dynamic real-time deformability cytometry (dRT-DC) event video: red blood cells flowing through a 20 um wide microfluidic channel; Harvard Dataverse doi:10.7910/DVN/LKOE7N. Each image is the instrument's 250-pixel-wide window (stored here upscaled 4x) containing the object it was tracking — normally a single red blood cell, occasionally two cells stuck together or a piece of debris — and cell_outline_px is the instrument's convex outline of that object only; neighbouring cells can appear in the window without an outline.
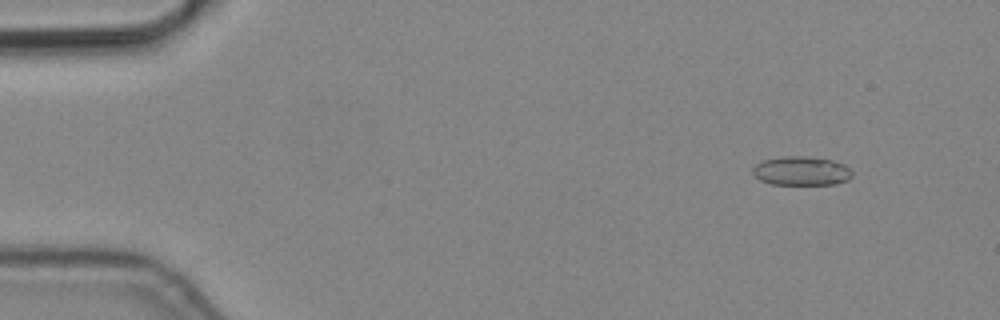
{"species": "common noctule bat (a hibernating species)", "species_latin": "Nyctalus noctula", "temperature_condition": "cold", "stored_images_in_passage": 10, "camera_frame_rate_fps": 3000, "um_per_image_px": 0.085, "animal": {"sex": "male", "body_mass_g": 19.2, "forearm_length_mm": 51.8}, "frame": {"image": 1, "passage_image": 2, "time_ms": 0.333, "image_size_px": [1000, 320], "cell_outline_px": [[852, 176], [848, 180], [836, 184], [772, 184], [760, 180], [752, 172], [752, 168], [756, 164], [764, 160], [784, 156], [808, 156], [832, 160], [844, 164], [852, 172]], "centroid_in_image_um": [68.13, 14.52], "position_along_channel_um": 16.9, "area_um2": 16.76}}
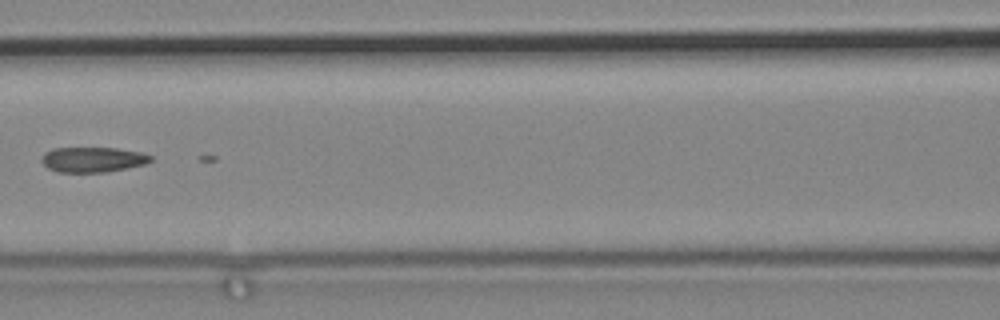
{"frame": {"image": 2, "passage_image": 7, "time_ms": 2.0, "image_size_px": [1000, 320], "cell_outline_px": [[152, 160], [144, 164], [104, 172], [56, 172], [48, 168], [40, 160], [44, 152], [52, 148], [116, 148], [140, 152], [152, 156]], "centroid_in_image_um": [7.83, 13.56], "position_along_channel_um": 158.8, "area_um2": 15.9}}
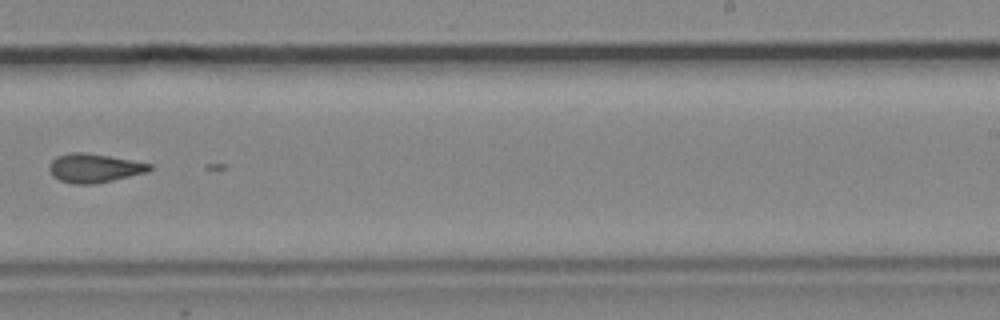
{"frame": {"image": 3, "passage_image": 10, "time_ms": 3.0, "image_size_px": [1000, 320], "cell_outline_px": [[152, 168], [148, 172], [112, 180], [92, 184], [72, 184], [60, 180], [52, 176], [48, 168], [48, 164], [56, 156], [68, 152], [84, 152], [132, 160], [152, 164]], "centroid_in_image_um": [7.97, 14.28], "position_along_channel_um": 281.0, "area_um2": 16.94}}